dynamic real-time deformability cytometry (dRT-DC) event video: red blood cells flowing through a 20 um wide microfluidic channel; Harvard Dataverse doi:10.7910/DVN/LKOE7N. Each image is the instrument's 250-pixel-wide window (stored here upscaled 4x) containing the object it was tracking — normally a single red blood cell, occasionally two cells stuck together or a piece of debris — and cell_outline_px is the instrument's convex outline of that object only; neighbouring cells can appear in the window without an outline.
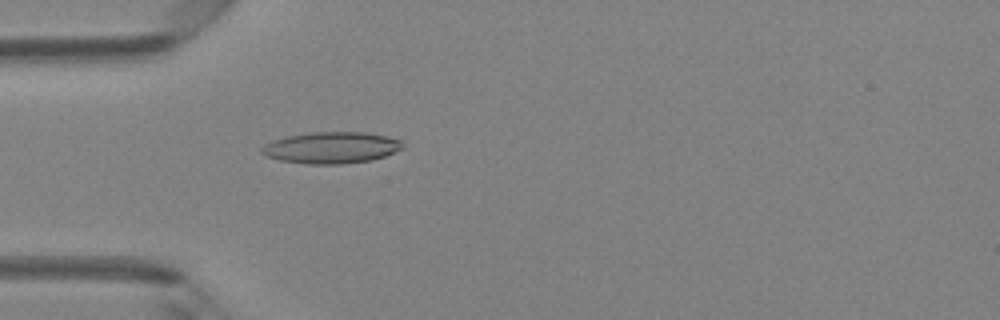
{"species": "Egyptian fruit bat (a non-hibernating species)", "species_latin": "Rousettus aegyptiacus", "temperature_condition": "room temperature", "stored_images_in_passage": 49, "camera_frame_rate_fps": 3000, "um_per_image_px": 0.085, "animal": {"sex": "female"}, "frame": {"image": 1, "passage_image": 15, "time_ms": 4.667, "image_size_px": [1000, 320], "cell_outline_px": [[404, 148], [384, 156], [372, 160], [344, 164], [304, 164], [280, 160], [264, 156], [260, 152], [260, 148], [264, 144], [272, 140], [288, 136], [312, 132], [364, 132], [384, 136], [400, 140]], "centroid_in_image_um": [28.11, 12.56], "position_along_channel_um": 56.9, "area_um2": 25.95}}
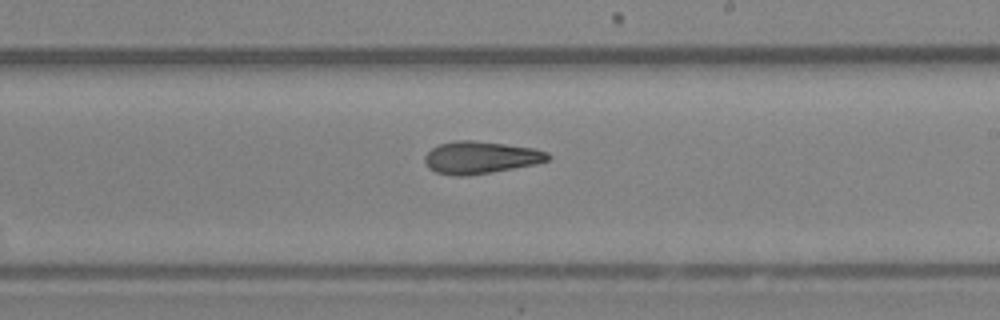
{"frame": {"image": 2, "passage_image": 29, "time_ms": 9.333, "image_size_px": [1000, 320], "cell_outline_px": [[552, 156], [548, 160], [532, 164], [512, 168], [468, 176], [456, 176], [436, 172], [428, 168], [424, 160], [424, 156], [432, 148], [440, 144], [456, 140], [472, 140], [504, 144], [532, 148], [548, 152]], "centroid_in_image_um": [40.81, 13.38], "position_along_channel_um": 248.2, "area_um2": 22.95}}
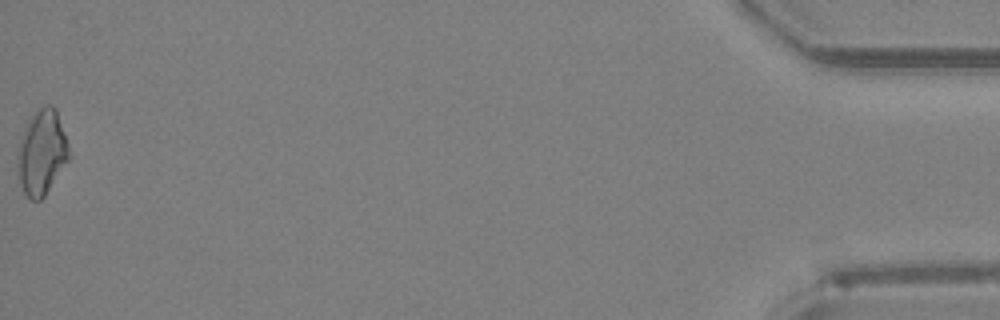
{"frame": {"image": 3, "passage_image": 49, "time_ms": 16.0, "image_size_px": [1000, 320], "cell_outline_px": [[68, 160], [44, 196], [40, 200], [28, 200], [16, 176], [16, 156], [20, 140], [24, 128], [28, 120], [44, 104], [52, 104], [56, 108], [68, 148]], "centroid_in_image_um": [3.49, 12.98], "position_along_channel_um": 431.7, "area_um2": 25.37}, "authors_computed_cell_mechanics": {"area_um2": 23.5246, "velocity_mm_per_s": 4.225, "shape_relaxation_time_tau1_ms": 11.3746, "shape_relaxation_time_tau2_ms": 6.7526, "deformation_change_tau1": 0.2352, "deformation_change_tau2": 0.1805}}